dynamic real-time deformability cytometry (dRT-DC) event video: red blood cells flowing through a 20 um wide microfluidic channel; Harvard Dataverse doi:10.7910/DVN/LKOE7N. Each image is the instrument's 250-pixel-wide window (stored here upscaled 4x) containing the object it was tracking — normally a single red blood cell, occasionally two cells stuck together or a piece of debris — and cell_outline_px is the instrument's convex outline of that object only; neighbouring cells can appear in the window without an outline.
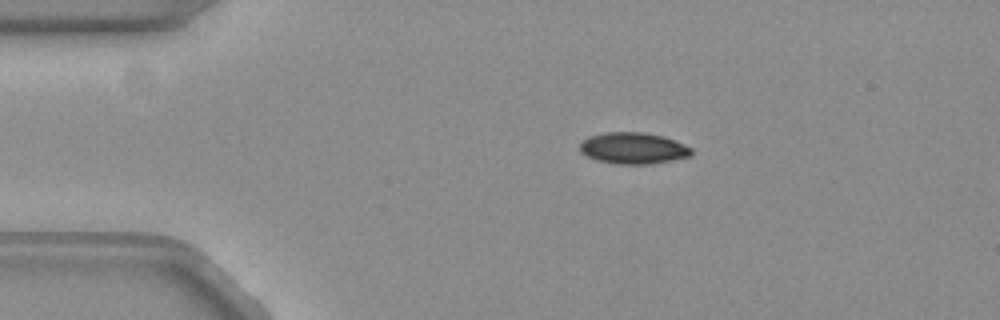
{"species": "common noctule bat (a hibernating species)", "species_latin": "Nyctalus noctula", "temperature_condition": "warm", "stored_images_in_passage": 53, "camera_frame_rate_fps": 3000, "um_per_image_px": 0.085, "animal": {"sex": "female", "body_mass_g": 19.3, "forearm_length_mm": 54.1}, "frame": {"image": 1, "passage_image": 10, "time_ms": 3.0, "image_size_px": [1000, 320], "cell_outline_px": [[692, 152], [688, 156], [648, 164], [616, 164], [596, 160], [580, 152], [580, 144], [588, 136], [608, 132], [644, 132], [660, 136], [672, 140], [692, 148]], "centroid_in_image_um": [53.76, 12.59], "position_along_channel_um": 31.2, "area_um2": 20.0}}
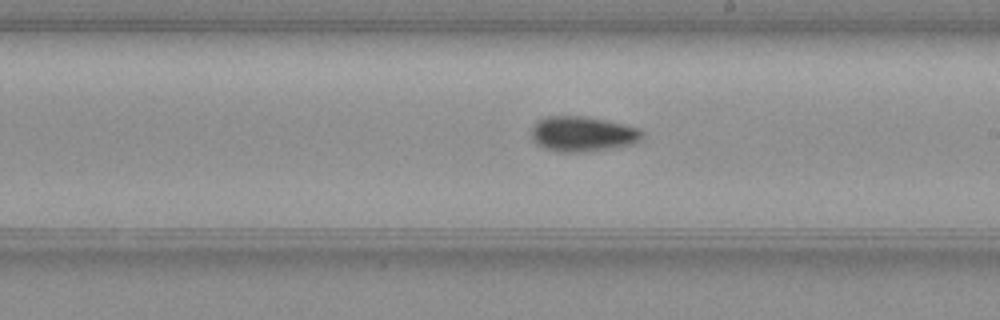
{"frame": {"image": 2, "passage_image": 30, "time_ms": 9.667, "image_size_px": [1000, 320], "cell_outline_px": [[644, 136], [640, 140], [632, 144], [612, 148], [588, 152], [556, 152], [544, 148], [536, 144], [532, 140], [532, 128], [536, 120], [544, 116], [588, 116], [624, 124], [640, 128], [644, 132]], "centroid_in_image_um": [49.52, 11.38], "position_along_channel_um": 239.5, "area_um2": 23.18}}
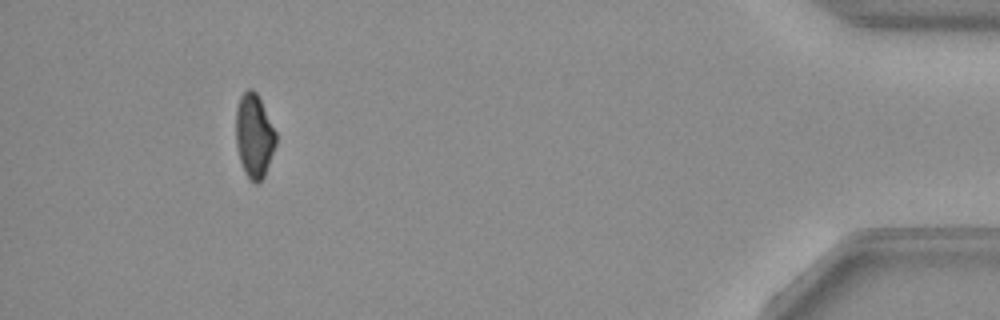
{"frame": {"image": 3, "passage_image": 49, "time_ms": 16.0, "image_size_px": [1000, 320], "cell_outline_px": [[276, 144], [264, 176], [260, 184], [256, 184], [244, 172], [240, 160], [236, 144], [236, 108], [240, 96], [248, 88], [252, 88], [256, 92], [276, 132]], "centroid_in_image_um": [21.59, 11.54], "position_along_channel_um": 413.6, "area_um2": 19.42}, "authors_computed_cell_mechanics": {"area_um2": 20.6346, "velocity_mm_per_s": 3.847, "shape_relaxation_time_tau1_ms": 5.1002, "shape_relaxation_time_tau2_ms": null, "deformation_change_tau1": 0.1176, "deformation_change_tau2": null}}